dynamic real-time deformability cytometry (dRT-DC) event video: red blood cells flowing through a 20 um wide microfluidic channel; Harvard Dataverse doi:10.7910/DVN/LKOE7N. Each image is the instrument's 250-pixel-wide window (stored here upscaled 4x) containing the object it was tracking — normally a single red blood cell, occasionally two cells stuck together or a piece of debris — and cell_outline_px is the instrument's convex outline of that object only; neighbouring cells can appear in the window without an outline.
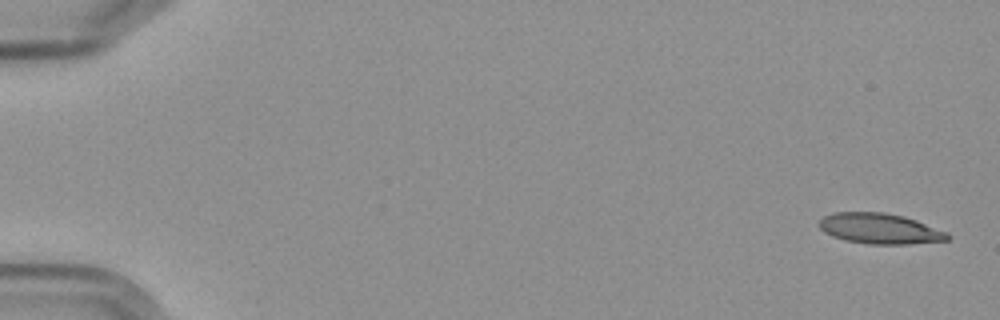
{"species": "Egyptian fruit bat (a non-hibernating species)", "species_latin": "Rousettus aegyptiacus", "temperature_condition": "cold", "stored_images_in_passage": 6, "camera_frame_rate_fps": 3000, "um_per_image_px": 0.085, "frame": {"image": 1, "passage_image": 1, "time_ms": 0.0, "image_size_px": [1000, 320], "cell_outline_px": [[952, 236], [948, 240], [908, 244], [868, 244], [844, 240], [832, 236], [824, 232], [820, 228], [820, 220], [824, 216], [836, 212], [884, 212], [904, 216], [916, 220], [948, 232]], "centroid_in_image_um": [74.81, 19.43], "position_along_channel_um": 10.2, "area_um2": 22.89}}
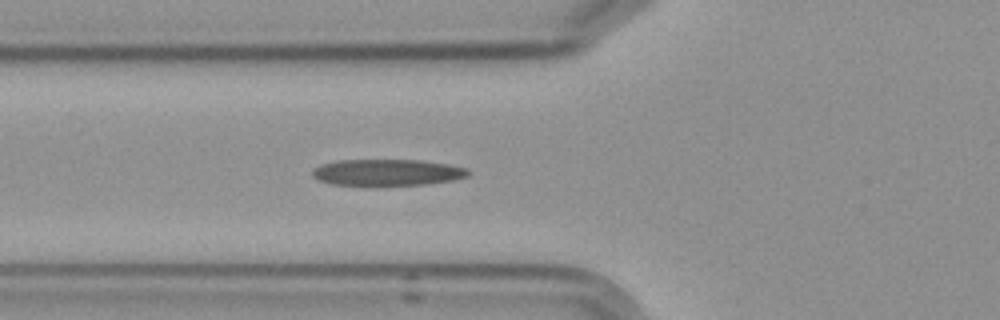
{"frame": {"image": 2, "passage_image": 6, "time_ms": 6.667, "image_size_px": [1000, 320], "cell_outline_px": [[468, 176], [452, 180], [424, 184], [380, 188], [368, 188], [332, 184], [316, 180], [312, 176], [312, 172], [320, 164], [340, 160], [420, 160], [448, 164], [468, 168]], "centroid_in_image_um": [32.85, 14.7], "position_along_channel_um": 93.0, "area_um2": 25.03}}